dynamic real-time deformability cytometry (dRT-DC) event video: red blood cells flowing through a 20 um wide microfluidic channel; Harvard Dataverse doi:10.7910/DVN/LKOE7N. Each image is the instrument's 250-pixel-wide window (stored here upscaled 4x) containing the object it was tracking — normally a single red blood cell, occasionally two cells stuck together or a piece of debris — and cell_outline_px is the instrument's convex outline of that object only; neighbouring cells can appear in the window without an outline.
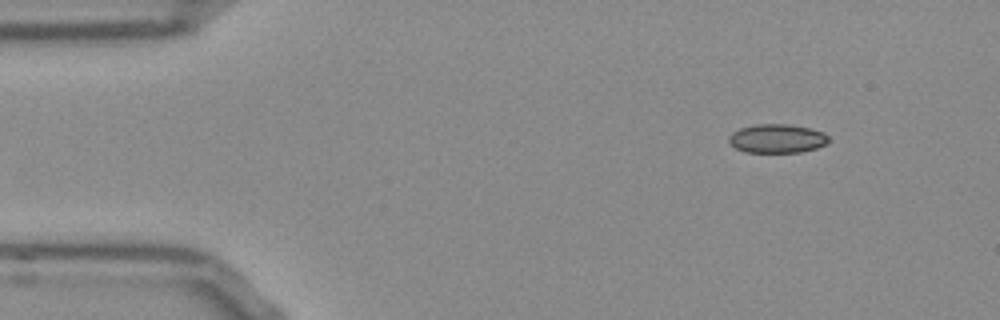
{"species": "Egyptian fruit bat (a non-hibernating species)", "species_latin": "Rousettus aegyptiacus", "temperature_condition": "room temperature", "stored_images_in_passage": 48, "camera_frame_rate_fps": 3000, "um_per_image_px": 0.085, "frame": {"image": 1, "passage_image": 1, "time_ms": 0.0, "image_size_px": [1000, 320], "cell_outline_px": [[828, 140], [824, 144], [816, 148], [800, 152], [744, 152], [736, 148], [728, 140], [728, 136], [732, 132], [740, 128], [756, 124], [788, 124], [812, 128], [824, 132], [828, 136]], "centroid_in_image_um": [66.04, 11.76], "position_along_channel_um": 19.0, "area_um2": 16.76}}
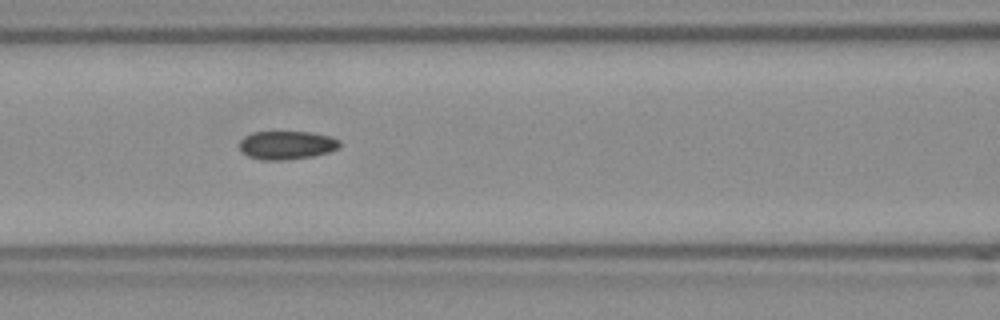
{"frame": {"image": 2, "passage_image": 17, "time_ms": 5.333, "image_size_px": [1000, 320], "cell_outline_px": [[340, 144], [336, 148], [328, 152], [312, 156], [284, 160], [264, 160], [248, 156], [240, 148], [240, 140], [244, 136], [252, 132], [308, 132], [332, 136], [340, 140]], "centroid_in_image_um": [24.37, 12.32], "position_along_channel_um": 142.2, "area_um2": 16.47}}
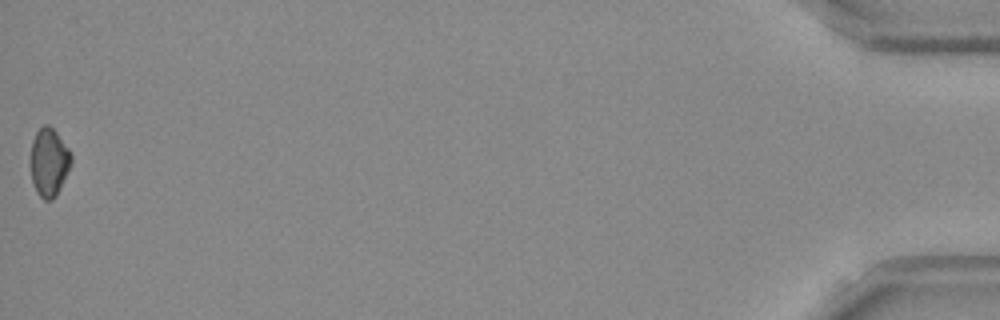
{"frame": {"image": 3, "passage_image": 48, "time_ms": 15.667, "image_size_px": [1000, 320], "cell_outline_px": [[72, 164], [56, 196], [52, 200], [44, 200], [36, 192], [32, 180], [28, 164], [32, 140], [36, 132], [44, 124], [48, 124], [56, 132], [68, 148], [72, 156]], "centroid_in_image_um": [4.13, 13.79], "position_along_channel_um": 431.1, "area_um2": 16.53}, "authors_computed_cell_mechanics": {"area_um2": 16.7331, "velocity_mm_per_s": 3.8122, "shape_relaxation_time_tau1_ms": null, "shape_relaxation_time_tau2_ms": 4.1217, "deformation_change_tau1": null, "deformation_change_tau2": 0.0729}}